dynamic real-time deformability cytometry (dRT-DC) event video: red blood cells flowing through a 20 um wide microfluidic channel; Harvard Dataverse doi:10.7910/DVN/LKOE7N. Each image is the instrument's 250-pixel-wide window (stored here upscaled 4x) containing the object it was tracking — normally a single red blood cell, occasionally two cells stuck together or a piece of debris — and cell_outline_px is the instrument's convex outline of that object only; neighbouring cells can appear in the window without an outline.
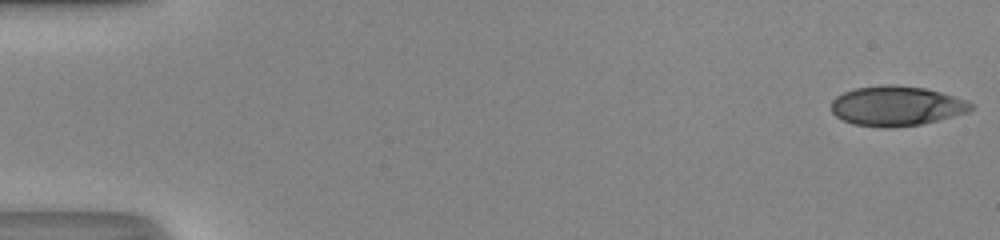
{"species": "human", "species_latin": "Homo sapiens", "temperature_condition": "room temperature", "stored_images_in_passage": 50, "camera_frame_rate_fps": 3000, "um_per_image_px": 0.085, "donor": {"sex": "male"}, "frame": {"image": 1, "passage_image": 1, "time_ms": 0.0, "image_size_px": [1000, 240], "cell_outline_px": [[976, 108], [968, 112], [920, 124], [888, 128], [880, 128], [852, 124], [836, 116], [832, 112], [832, 100], [836, 96], [844, 92], [856, 88], [880, 84], [892, 84], [924, 88], [940, 92], [976, 104]], "centroid_in_image_um": [76.19, 9.0], "position_along_channel_um": 8.8, "area_um2": 32.43}}
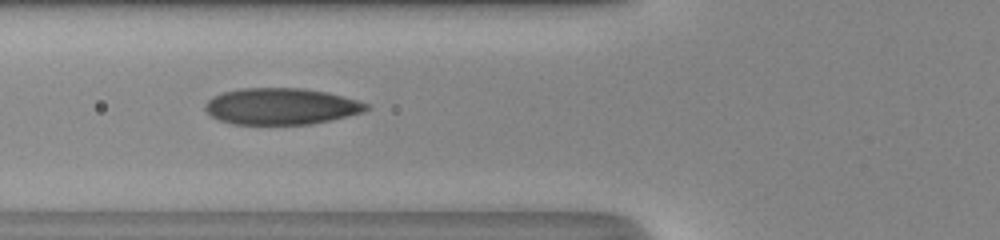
{"frame": {"image": 2, "passage_image": 20, "time_ms": 6.333, "image_size_px": [1000, 240], "cell_outline_px": [[372, 108], [364, 112], [332, 120], [312, 124], [232, 124], [220, 120], [212, 116], [204, 108], [204, 104], [212, 96], [224, 92], [240, 88], [300, 88], [328, 92], [360, 100], [368, 104]], "centroid_in_image_um": [23.94, 9.03], "position_along_channel_um": 101.9, "area_um2": 34.51}}
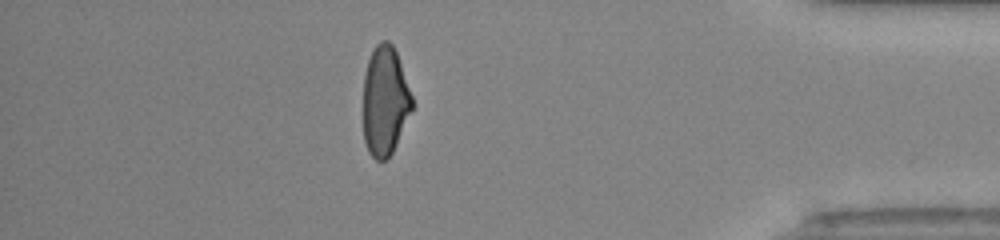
{"frame": {"image": 3, "passage_image": 44, "time_ms": 14.333, "image_size_px": [1000, 240], "cell_outline_px": [[412, 112], [392, 152], [384, 160], [376, 160], [368, 152], [364, 140], [364, 76], [368, 60], [372, 48], [380, 40], [388, 40], [392, 44], [396, 52], [412, 96]], "centroid_in_image_um": [32.72, 8.56], "position_along_channel_um": 402.5, "area_um2": 31.04}, "authors_computed_cell_mechanics": {"area_um2": 32.7148, "velocity_mm_per_s": 4.2458, "shape_relaxation_time_tau1_ms": 6.7425, "shape_relaxation_time_tau2_ms": 1.0968, "deformation_change_tau1": 0.2086, "deformation_change_tau2": 0.0612}}